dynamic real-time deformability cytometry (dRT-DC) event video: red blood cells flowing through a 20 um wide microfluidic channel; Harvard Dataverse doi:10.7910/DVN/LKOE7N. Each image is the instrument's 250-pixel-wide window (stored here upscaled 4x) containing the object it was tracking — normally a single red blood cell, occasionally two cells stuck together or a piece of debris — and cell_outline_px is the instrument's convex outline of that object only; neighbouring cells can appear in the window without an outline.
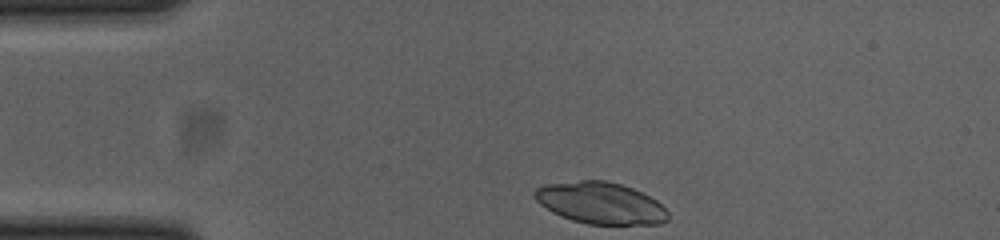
{"species": "common noctule bat (a hibernating species)", "species_latin": "Nyctalus noctula", "temperature_condition": "cold", "stored_images_in_passage": 33, "camera_frame_rate_fps": 3000, "um_per_image_px": 0.085, "animal": {"sex": "female", "body_mass_g": 23.0, "forearm_length_mm": 53.4}, "frame": {"image": 1, "passage_image": 1, "time_ms": 0.0, "image_size_px": [1000, 240], "cell_outline_px": [[668, 220], [660, 224], [588, 224], [572, 220], [552, 212], [540, 204], [536, 200], [532, 192], [536, 188], [544, 184], [580, 180], [608, 180], [632, 188], [656, 200], [668, 212]], "centroid_in_image_um": [51.02, 17.25], "position_along_channel_um": 34.0, "area_um2": 32.37}}